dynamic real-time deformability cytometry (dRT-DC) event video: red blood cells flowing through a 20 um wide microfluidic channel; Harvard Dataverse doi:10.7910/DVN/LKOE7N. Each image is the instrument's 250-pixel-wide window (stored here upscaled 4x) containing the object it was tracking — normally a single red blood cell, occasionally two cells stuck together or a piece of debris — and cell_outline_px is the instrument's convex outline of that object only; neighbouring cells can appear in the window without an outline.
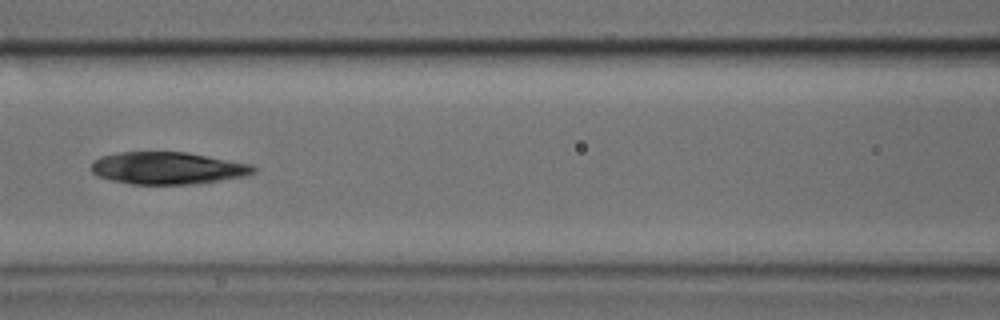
{"species": "common noctule bat (a hibernating species)", "species_latin": "Nyctalus noctula", "temperature_condition": "cold", "stored_images_in_passage": 34, "camera_frame_rate_fps": 3000, "um_per_image_px": 0.085, "animal": {"sex": "male", "body_mass_g": 17.9, "forearm_length_mm": 54.2}, "frame": {"image": 1, "passage_image": 10, "time_ms": 3.0, "image_size_px": [1000, 320], "cell_outline_px": [[260, 168], [256, 172], [248, 176], [196, 184], [132, 184], [112, 180], [100, 176], [92, 172], [92, 160], [100, 156], [120, 152], [188, 152], [252, 164]], "centroid_in_image_um": [14.33, 14.29], "position_along_channel_um": 152.3, "area_um2": 30.75}}